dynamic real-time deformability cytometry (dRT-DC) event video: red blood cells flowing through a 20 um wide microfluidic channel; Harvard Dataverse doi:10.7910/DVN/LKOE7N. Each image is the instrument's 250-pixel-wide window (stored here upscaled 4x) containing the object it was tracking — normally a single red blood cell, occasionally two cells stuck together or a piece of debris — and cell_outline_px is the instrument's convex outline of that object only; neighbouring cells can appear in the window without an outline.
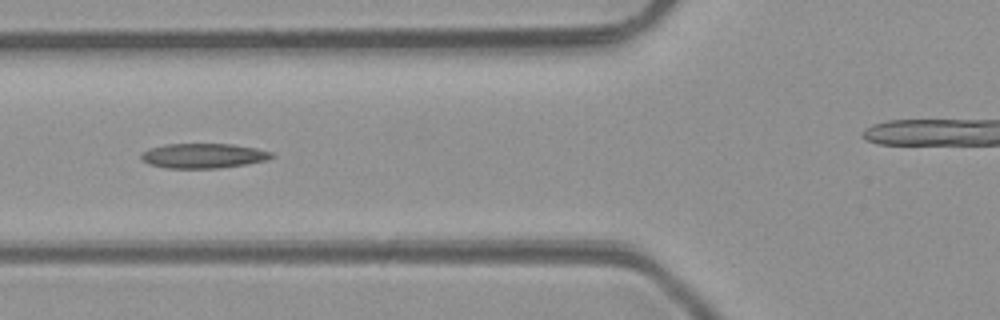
{"species": "common noctule bat (a hibernating species)", "species_latin": "Nyctalus noctula", "temperature_condition": "room temperature", "stored_images_in_passage": 6, "camera_frame_rate_fps": 3000, "um_per_image_px": 0.085, "animal": {"sex": "male", "body_mass_g": 23.1, "forearm_length_mm": 52.7}, "frame": {"image": 1, "passage_image": 6, "time_ms": 5.667, "image_size_px": [1000, 320], "cell_outline_px": [[276, 156], [268, 160], [244, 164], [216, 168], [168, 168], [148, 164], [140, 156], [140, 152], [148, 148], [164, 144], [232, 144], [256, 148], [272, 152]], "centroid_in_image_um": [17.27, 13.23], "position_along_channel_um": 108.5, "area_um2": 18.9}}